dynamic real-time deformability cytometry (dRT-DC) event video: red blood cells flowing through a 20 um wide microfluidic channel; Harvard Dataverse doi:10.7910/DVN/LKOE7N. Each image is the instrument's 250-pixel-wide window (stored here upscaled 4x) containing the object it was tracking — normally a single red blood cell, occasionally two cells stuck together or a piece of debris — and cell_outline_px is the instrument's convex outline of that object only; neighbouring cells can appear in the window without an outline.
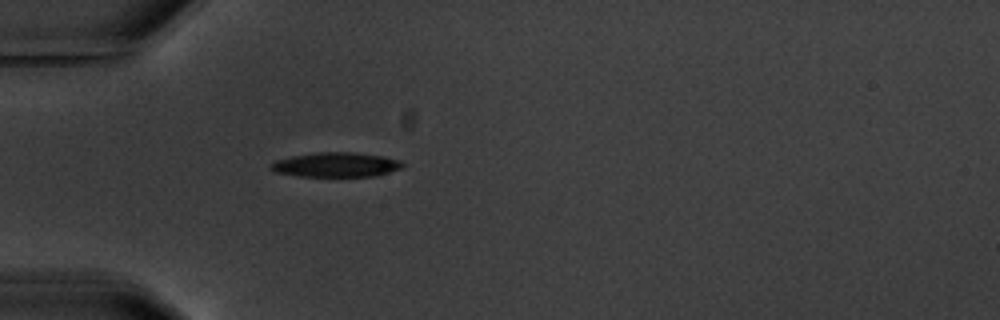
{"species": "common noctule bat (a hibernating species)", "species_latin": "Nyctalus noctula", "temperature_condition": "warm", "stored_images_in_passage": 3, "camera_frame_rate_fps": 3000, "um_per_image_px": 0.085, "animal": {"sex": "male", "body_mass_g": 20.1, "forearm_length_mm": 53.5}, "frame": {"image": 1, "passage_image": 3, "time_ms": 2.333, "image_size_px": [1000, 320], "cell_outline_px": [[404, 164], [400, 168], [376, 176], [296, 176], [276, 172], [268, 168], [276, 160], [292, 156], [320, 152], [352, 152], [384, 156], [400, 160]], "centroid_in_image_um": [28.56, 14.0], "position_along_channel_um": 56.4, "area_um2": 18.73}}